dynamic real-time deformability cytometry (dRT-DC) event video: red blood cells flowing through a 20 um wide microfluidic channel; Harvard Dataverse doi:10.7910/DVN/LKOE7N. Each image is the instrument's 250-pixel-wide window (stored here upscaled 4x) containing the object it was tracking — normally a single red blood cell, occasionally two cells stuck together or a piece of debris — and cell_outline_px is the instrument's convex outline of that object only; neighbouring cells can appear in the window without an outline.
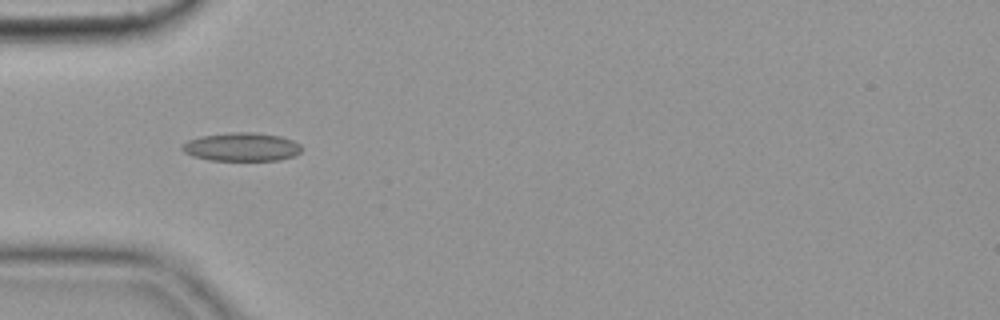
{"species": "common noctule bat (a hibernating species)", "species_latin": "Nyctalus noctula", "temperature_condition": "cold", "stored_images_in_passage": 27, "camera_frame_rate_fps": 3000, "um_per_image_px": 0.085, "animal": {"sex": "female", "body_mass_g": 19.9}, "frame": {"image": 1, "passage_image": 7, "time_ms": 2.0, "image_size_px": [1000, 320], "cell_outline_px": [[300, 152], [292, 156], [280, 160], [208, 160], [192, 156], [184, 152], [180, 148], [188, 140], [200, 136], [232, 132], [252, 132], [280, 136], [292, 140], [300, 144]], "centroid_in_image_um": [20.51, 12.49], "position_along_channel_um": 64.5, "area_um2": 19.71}}
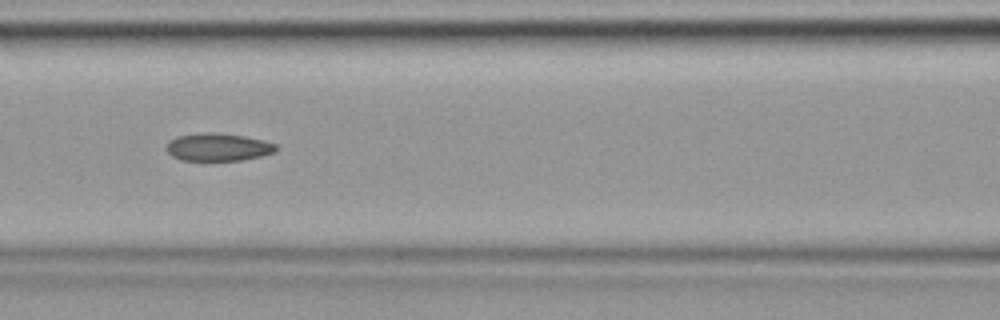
{"frame": {"image": 2, "passage_image": 14, "time_ms": 4.333, "image_size_px": [1000, 320], "cell_outline_px": [[280, 148], [276, 152], [260, 156], [240, 160], [180, 160], [172, 156], [168, 152], [168, 140], [176, 136], [200, 132], [212, 132], [244, 136], [264, 140], [276, 144]], "centroid_in_image_um": [18.56, 12.49], "position_along_channel_um": 148.0, "area_um2": 17.8}}
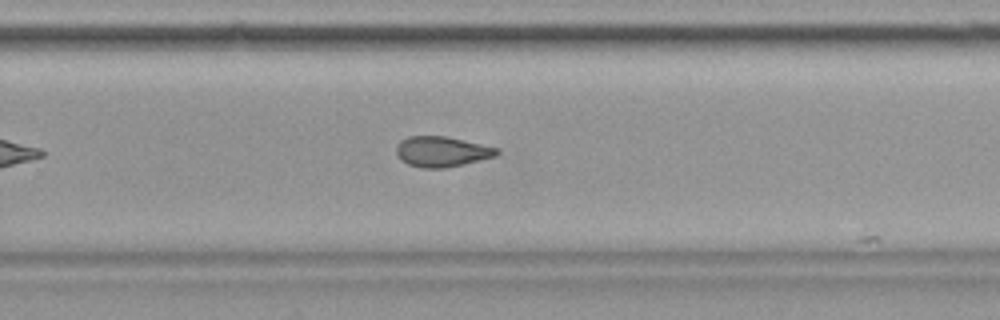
{"frame": {"image": 3, "passage_image": 26, "time_ms": 8.333, "image_size_px": [1000, 320], "cell_outline_px": [[500, 152], [496, 156], [464, 164], [444, 168], [420, 168], [408, 164], [400, 160], [396, 152], [396, 144], [400, 140], [408, 136], [448, 136], [500, 148]], "centroid_in_image_um": [37.55, 12.88], "position_along_channel_um": 292.2, "area_um2": 18.09}}